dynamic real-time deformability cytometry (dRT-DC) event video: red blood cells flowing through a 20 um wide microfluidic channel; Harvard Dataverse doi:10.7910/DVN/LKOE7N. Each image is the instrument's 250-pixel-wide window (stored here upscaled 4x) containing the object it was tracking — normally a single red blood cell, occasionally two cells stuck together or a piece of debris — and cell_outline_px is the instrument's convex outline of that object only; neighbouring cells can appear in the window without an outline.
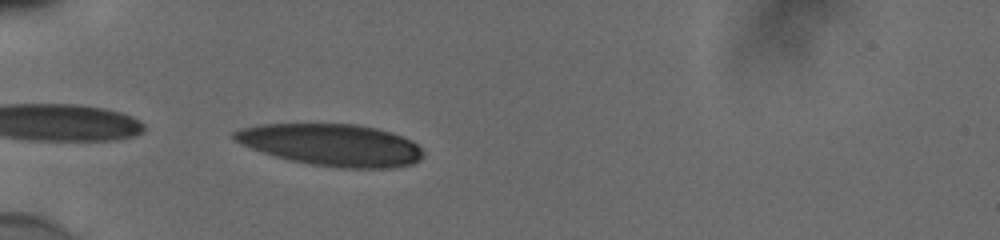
{"species": "human", "species_latin": "Homo sapiens", "temperature_condition": "cold", "stored_images_in_passage": 16, "camera_frame_rate_fps": 3000, "um_per_image_px": 0.085, "donor": {"sex": "male"}, "frame": {"image": 1, "passage_image": 1, "time_ms": 0.0, "image_size_px": [1000, 240], "cell_outline_px": [[424, 156], [420, 160], [412, 164], [392, 168], [340, 168], [312, 164], [292, 160], [276, 156], [240, 144], [232, 136], [232, 132], [240, 128], [260, 124], [356, 124], [376, 128], [392, 132], [404, 136], [412, 140], [424, 152]], "centroid_in_image_um": [28.23, 12.31], "position_along_channel_um": 56.8, "area_um2": 46.18}}
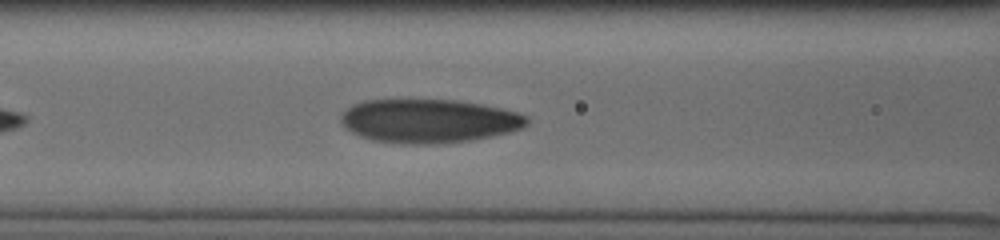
{"frame": {"image": 2, "passage_image": 8, "time_ms": 2.333, "image_size_px": [1000, 240], "cell_outline_px": [[528, 124], [524, 128], [492, 136], [472, 140], [440, 144], [400, 144], [372, 140], [360, 136], [344, 128], [340, 120], [340, 116], [352, 104], [364, 100], [456, 100], [484, 104], [516, 112], [528, 116]], "centroid_in_image_um": [36.45, 10.29], "position_along_channel_um": 130.2, "area_um2": 47.74}}
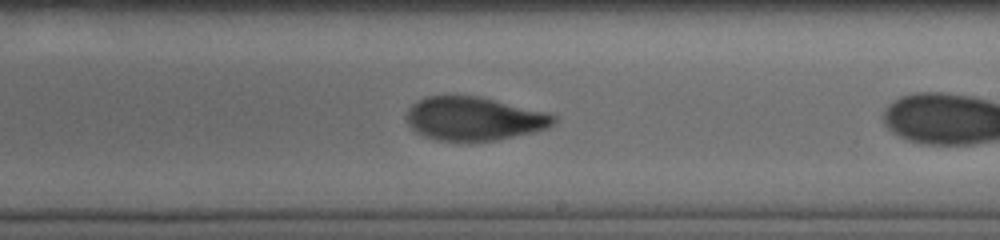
{"frame": {"image": 3, "passage_image": 14, "time_ms": 4.333, "image_size_px": [1000, 240], "cell_outline_px": [[556, 120], [548, 128], [536, 132], [496, 140], [472, 144], [440, 140], [424, 136], [416, 132], [404, 120], [408, 108], [412, 104], [424, 96], [480, 96], [548, 112], [556, 116]], "centroid_in_image_um": [40.28, 10.11], "position_along_channel_um": 248.7, "area_um2": 38.26}}